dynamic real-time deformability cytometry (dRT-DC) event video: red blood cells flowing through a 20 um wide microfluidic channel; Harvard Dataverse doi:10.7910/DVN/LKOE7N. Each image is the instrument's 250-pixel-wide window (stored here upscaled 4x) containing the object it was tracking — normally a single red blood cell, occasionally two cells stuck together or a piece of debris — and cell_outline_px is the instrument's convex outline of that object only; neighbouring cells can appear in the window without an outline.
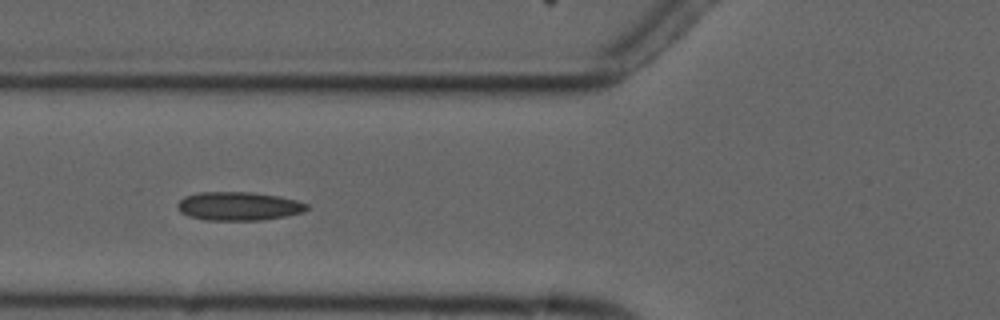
{"species": "common noctule bat (a hibernating species)", "species_latin": "Nyctalus noctula", "temperature_condition": "cold", "stored_images_in_passage": 8, "camera_frame_rate_fps": 3000, "um_per_image_px": 0.085, "animal": {"sex": "male", "forearm_length_mm": 52.5}, "frame": {"image": 1, "passage_image": 4, "time_ms": 4.333, "image_size_px": [1000, 320], "cell_outline_px": [[308, 208], [304, 212], [284, 216], [260, 220], [204, 220], [188, 216], [180, 212], [176, 208], [176, 204], [184, 196], [200, 192], [252, 192], [280, 196], [296, 200], [308, 204]], "centroid_in_image_um": [20.25, 17.52], "position_along_channel_um": 105.6, "area_um2": 21.68}}
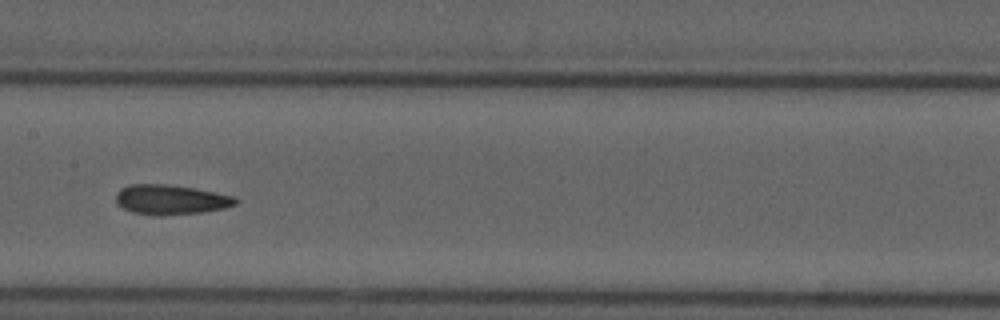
{"frame": {"image": 2, "passage_image": 6, "time_ms": 6.667, "image_size_px": [1000, 320], "cell_outline_px": [[240, 200], [236, 204], [224, 208], [204, 212], [160, 216], [132, 212], [116, 204], [116, 192], [120, 188], [128, 184], [168, 184], [196, 188], [232, 196]], "centroid_in_image_um": [14.49, 16.96], "position_along_channel_um": 192.9, "area_um2": 20.98}}
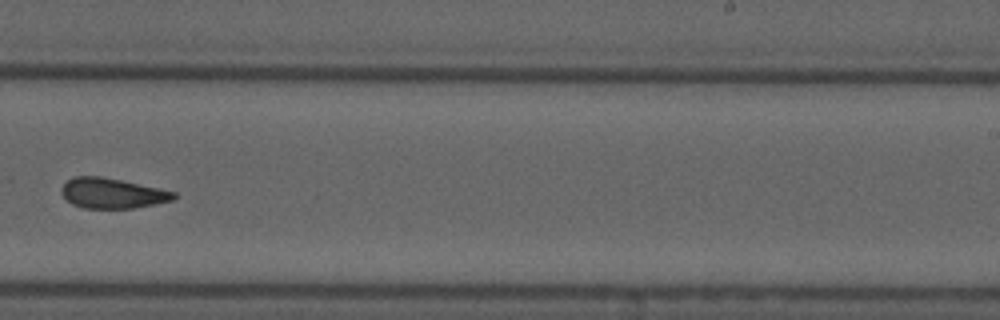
{"frame": {"image": 3, "passage_image": 8, "time_ms": 9.0, "image_size_px": [1000, 320], "cell_outline_px": [[176, 196], [172, 200], [156, 204], [132, 208], [84, 208], [72, 204], [60, 192], [60, 188], [72, 176], [100, 176], [160, 188], [176, 192]], "centroid_in_image_um": [9.53, 16.42], "position_along_channel_um": 279.5, "area_um2": 19.71}}